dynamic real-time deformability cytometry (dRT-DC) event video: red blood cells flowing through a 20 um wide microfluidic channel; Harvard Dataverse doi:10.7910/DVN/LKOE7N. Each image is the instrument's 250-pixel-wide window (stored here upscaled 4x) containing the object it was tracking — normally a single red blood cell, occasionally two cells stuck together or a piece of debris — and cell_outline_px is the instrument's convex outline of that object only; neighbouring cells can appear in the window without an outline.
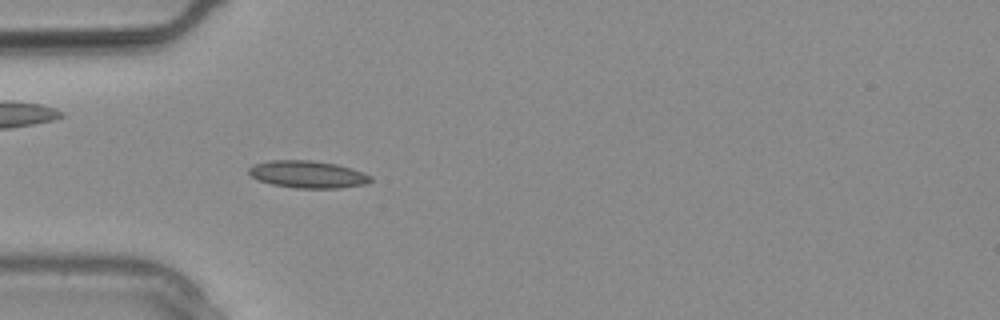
{"species": "common noctule bat (a hibernating species)", "species_latin": "Nyctalus noctula", "temperature_condition": "warm", "stored_images_in_passage": 7, "camera_frame_rate_fps": 3000, "um_per_image_px": 0.085, "animal": {"sex": "male", "body_mass_g": 20.4}, "frame": {"image": 1, "passage_image": 7, "time_ms": 2.0, "image_size_px": [1000, 320], "cell_outline_px": [[372, 180], [364, 184], [340, 188], [296, 188], [272, 184], [260, 180], [252, 176], [248, 172], [248, 168], [252, 164], [268, 160], [312, 160], [336, 164], [352, 168], [364, 172], [372, 176]], "centroid_in_image_um": [26.16, 14.81], "position_along_channel_um": 58.8, "area_um2": 19.42}}